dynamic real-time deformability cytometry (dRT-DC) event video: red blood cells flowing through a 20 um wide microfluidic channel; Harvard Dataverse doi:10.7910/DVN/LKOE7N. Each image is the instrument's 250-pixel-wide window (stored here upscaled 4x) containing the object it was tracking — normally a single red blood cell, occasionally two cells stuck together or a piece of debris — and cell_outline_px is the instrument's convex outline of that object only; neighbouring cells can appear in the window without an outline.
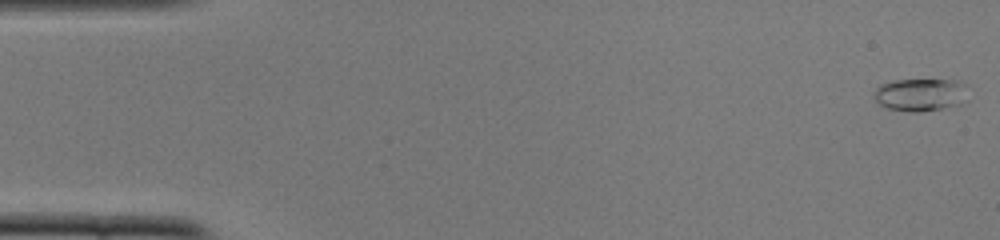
{"species": "common noctule bat (a hibernating species)", "species_latin": "Nyctalus noctula", "temperature_condition": "cold", "stored_images_in_passage": 35, "camera_frame_rate_fps": 3000, "um_per_image_px": 0.085, "animal": {"sex": "female", "body_mass_g": 22.0, "forearm_length_mm": 56.7}, "frame": {"image": 1, "passage_image": 1, "time_ms": 0.0, "image_size_px": [1000, 240], "cell_outline_px": [[960, 104], [920, 112], [908, 112], [888, 108], [880, 104], [876, 100], [876, 88], [880, 84], [896, 80], [956, 80]], "centroid_in_image_um": [78.02, 8.06], "position_along_channel_um": 7.0, "area_um2": 16.59}}
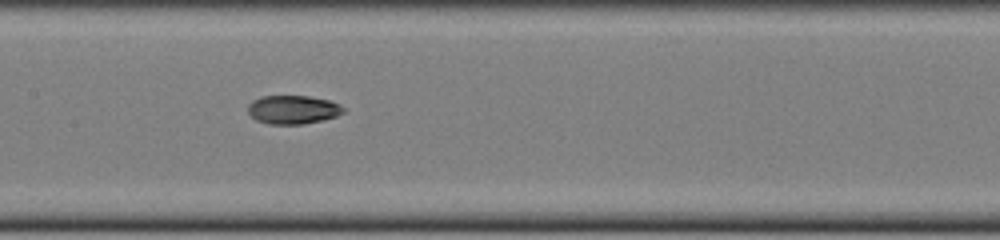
{"frame": {"image": 2, "passage_image": 25, "time_ms": 8.0, "image_size_px": [1000, 240], "cell_outline_px": [[344, 112], [336, 116], [304, 124], [268, 124], [256, 120], [248, 112], [248, 104], [252, 100], [260, 96], [308, 96], [328, 100], [340, 104], [344, 108]], "centroid_in_image_um": [24.87, 9.31], "position_along_channel_um": 182.5, "area_um2": 15.9}}
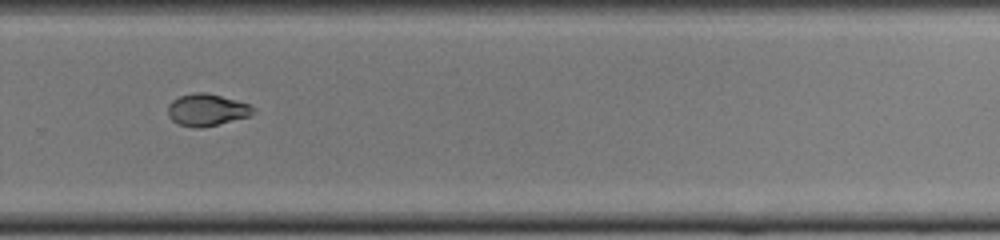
{"frame": {"image": 3, "passage_image": 35, "time_ms": 11.333, "image_size_px": [1000, 240], "cell_outline_px": [[256, 112], [248, 116], [200, 128], [192, 128], [176, 124], [168, 116], [168, 104], [172, 100], [180, 96], [192, 92], [204, 92], [236, 100], [248, 104], [256, 108]], "centroid_in_image_um": [17.54, 9.34], "position_along_channel_um": 312.3, "area_um2": 15.9}}